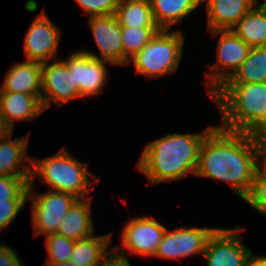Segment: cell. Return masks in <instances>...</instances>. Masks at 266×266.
Here are the masks:
<instances>
[{
    "label": "cell",
    "instance_id": "obj_1",
    "mask_svg": "<svg viewBox=\"0 0 266 266\" xmlns=\"http://www.w3.org/2000/svg\"><path fill=\"white\" fill-rule=\"evenodd\" d=\"M256 170L253 136L215 126L205 137L194 176L228 182L244 200L251 192Z\"/></svg>",
    "mask_w": 266,
    "mask_h": 266
},
{
    "label": "cell",
    "instance_id": "obj_2",
    "mask_svg": "<svg viewBox=\"0 0 266 266\" xmlns=\"http://www.w3.org/2000/svg\"><path fill=\"white\" fill-rule=\"evenodd\" d=\"M215 127L210 125L201 133L167 134L145 145L136 167L151 184L181 180L188 173L195 175L201 145Z\"/></svg>",
    "mask_w": 266,
    "mask_h": 266
},
{
    "label": "cell",
    "instance_id": "obj_3",
    "mask_svg": "<svg viewBox=\"0 0 266 266\" xmlns=\"http://www.w3.org/2000/svg\"><path fill=\"white\" fill-rule=\"evenodd\" d=\"M221 114V126L229 131L266 134V82L223 83L211 95Z\"/></svg>",
    "mask_w": 266,
    "mask_h": 266
},
{
    "label": "cell",
    "instance_id": "obj_4",
    "mask_svg": "<svg viewBox=\"0 0 266 266\" xmlns=\"http://www.w3.org/2000/svg\"><path fill=\"white\" fill-rule=\"evenodd\" d=\"M30 163L32 166L29 185H33L36 176L39 175L51 191L69 193L77 199L94 197L88 193L91 192V186L95 182L99 183L100 178L96 179L88 170V165L74 158L65 147L54 156L45 159L33 157Z\"/></svg>",
    "mask_w": 266,
    "mask_h": 266
},
{
    "label": "cell",
    "instance_id": "obj_5",
    "mask_svg": "<svg viewBox=\"0 0 266 266\" xmlns=\"http://www.w3.org/2000/svg\"><path fill=\"white\" fill-rule=\"evenodd\" d=\"M160 29L155 36L129 60L135 74L147 78L171 75L178 71L185 37L181 30Z\"/></svg>",
    "mask_w": 266,
    "mask_h": 266
},
{
    "label": "cell",
    "instance_id": "obj_6",
    "mask_svg": "<svg viewBox=\"0 0 266 266\" xmlns=\"http://www.w3.org/2000/svg\"><path fill=\"white\" fill-rule=\"evenodd\" d=\"M215 38L220 35L217 45V61L209 65L210 72H205V86L212 94L225 83L247 58L251 47L239 38L232 30H212ZM209 79V80H208Z\"/></svg>",
    "mask_w": 266,
    "mask_h": 266
},
{
    "label": "cell",
    "instance_id": "obj_7",
    "mask_svg": "<svg viewBox=\"0 0 266 266\" xmlns=\"http://www.w3.org/2000/svg\"><path fill=\"white\" fill-rule=\"evenodd\" d=\"M167 227L151 216L134 217L125 223L121 234V246H113V255L128 260L125 249L129 254L154 256Z\"/></svg>",
    "mask_w": 266,
    "mask_h": 266
},
{
    "label": "cell",
    "instance_id": "obj_8",
    "mask_svg": "<svg viewBox=\"0 0 266 266\" xmlns=\"http://www.w3.org/2000/svg\"><path fill=\"white\" fill-rule=\"evenodd\" d=\"M28 201L32 207L33 234L49 235L57 232L58 225L70 207L78 200L69 193L48 191L36 193L33 185L28 186ZM31 200H30V199Z\"/></svg>",
    "mask_w": 266,
    "mask_h": 266
},
{
    "label": "cell",
    "instance_id": "obj_9",
    "mask_svg": "<svg viewBox=\"0 0 266 266\" xmlns=\"http://www.w3.org/2000/svg\"><path fill=\"white\" fill-rule=\"evenodd\" d=\"M239 225L231 228H216L205 245L204 257L207 266H247L251 249L239 239V232L244 229Z\"/></svg>",
    "mask_w": 266,
    "mask_h": 266
},
{
    "label": "cell",
    "instance_id": "obj_10",
    "mask_svg": "<svg viewBox=\"0 0 266 266\" xmlns=\"http://www.w3.org/2000/svg\"><path fill=\"white\" fill-rule=\"evenodd\" d=\"M62 30L54 24L45 11L36 15L24 38L26 61L48 62L56 60Z\"/></svg>",
    "mask_w": 266,
    "mask_h": 266
},
{
    "label": "cell",
    "instance_id": "obj_11",
    "mask_svg": "<svg viewBox=\"0 0 266 266\" xmlns=\"http://www.w3.org/2000/svg\"><path fill=\"white\" fill-rule=\"evenodd\" d=\"M42 92L41 102L44 110L48 109L53 102L64 106L71 100L80 98L79 88L74 83L73 75L70 74L67 64L58 58L55 62L42 63Z\"/></svg>",
    "mask_w": 266,
    "mask_h": 266
},
{
    "label": "cell",
    "instance_id": "obj_12",
    "mask_svg": "<svg viewBox=\"0 0 266 266\" xmlns=\"http://www.w3.org/2000/svg\"><path fill=\"white\" fill-rule=\"evenodd\" d=\"M215 229L196 226L176 228L172 231L167 229L154 256L162 259L178 260L197 253L204 254L207 240Z\"/></svg>",
    "mask_w": 266,
    "mask_h": 266
},
{
    "label": "cell",
    "instance_id": "obj_13",
    "mask_svg": "<svg viewBox=\"0 0 266 266\" xmlns=\"http://www.w3.org/2000/svg\"><path fill=\"white\" fill-rule=\"evenodd\" d=\"M73 75L74 83L79 88L81 98L95 96L103 91L107 82V63L110 62L93 58L81 49L70 54L63 60Z\"/></svg>",
    "mask_w": 266,
    "mask_h": 266
},
{
    "label": "cell",
    "instance_id": "obj_14",
    "mask_svg": "<svg viewBox=\"0 0 266 266\" xmlns=\"http://www.w3.org/2000/svg\"><path fill=\"white\" fill-rule=\"evenodd\" d=\"M87 20L100 56L94 54V52L82 51L93 58L108 61L116 66H124L121 26L115 14L91 16Z\"/></svg>",
    "mask_w": 266,
    "mask_h": 266
},
{
    "label": "cell",
    "instance_id": "obj_15",
    "mask_svg": "<svg viewBox=\"0 0 266 266\" xmlns=\"http://www.w3.org/2000/svg\"><path fill=\"white\" fill-rule=\"evenodd\" d=\"M43 111L39 96L6 92L0 89V116L12 130L15 121H33Z\"/></svg>",
    "mask_w": 266,
    "mask_h": 266
},
{
    "label": "cell",
    "instance_id": "obj_16",
    "mask_svg": "<svg viewBox=\"0 0 266 266\" xmlns=\"http://www.w3.org/2000/svg\"><path fill=\"white\" fill-rule=\"evenodd\" d=\"M258 0H202L206 3L207 30H231Z\"/></svg>",
    "mask_w": 266,
    "mask_h": 266
},
{
    "label": "cell",
    "instance_id": "obj_17",
    "mask_svg": "<svg viewBox=\"0 0 266 266\" xmlns=\"http://www.w3.org/2000/svg\"><path fill=\"white\" fill-rule=\"evenodd\" d=\"M42 63L35 61L17 62L7 71L1 90L39 96L42 92Z\"/></svg>",
    "mask_w": 266,
    "mask_h": 266
},
{
    "label": "cell",
    "instance_id": "obj_18",
    "mask_svg": "<svg viewBox=\"0 0 266 266\" xmlns=\"http://www.w3.org/2000/svg\"><path fill=\"white\" fill-rule=\"evenodd\" d=\"M29 135L12 139L10 133L0 140V176H31V165L23 164L25 161L31 162L32 158L27 154Z\"/></svg>",
    "mask_w": 266,
    "mask_h": 266
},
{
    "label": "cell",
    "instance_id": "obj_19",
    "mask_svg": "<svg viewBox=\"0 0 266 266\" xmlns=\"http://www.w3.org/2000/svg\"><path fill=\"white\" fill-rule=\"evenodd\" d=\"M92 199H78L61 220L56 233L75 241L94 235L96 230L91 212Z\"/></svg>",
    "mask_w": 266,
    "mask_h": 266
},
{
    "label": "cell",
    "instance_id": "obj_20",
    "mask_svg": "<svg viewBox=\"0 0 266 266\" xmlns=\"http://www.w3.org/2000/svg\"><path fill=\"white\" fill-rule=\"evenodd\" d=\"M112 235L109 233L96 236L95 233L75 241L69 261L78 266H101L113 254V248H109Z\"/></svg>",
    "mask_w": 266,
    "mask_h": 266
},
{
    "label": "cell",
    "instance_id": "obj_21",
    "mask_svg": "<svg viewBox=\"0 0 266 266\" xmlns=\"http://www.w3.org/2000/svg\"><path fill=\"white\" fill-rule=\"evenodd\" d=\"M231 30L251 48L266 47V8L255 4Z\"/></svg>",
    "mask_w": 266,
    "mask_h": 266
},
{
    "label": "cell",
    "instance_id": "obj_22",
    "mask_svg": "<svg viewBox=\"0 0 266 266\" xmlns=\"http://www.w3.org/2000/svg\"><path fill=\"white\" fill-rule=\"evenodd\" d=\"M153 18L160 29L171 30L199 5L202 0H149Z\"/></svg>",
    "mask_w": 266,
    "mask_h": 266
},
{
    "label": "cell",
    "instance_id": "obj_23",
    "mask_svg": "<svg viewBox=\"0 0 266 266\" xmlns=\"http://www.w3.org/2000/svg\"><path fill=\"white\" fill-rule=\"evenodd\" d=\"M115 16L121 27H158L149 0H120Z\"/></svg>",
    "mask_w": 266,
    "mask_h": 266
},
{
    "label": "cell",
    "instance_id": "obj_24",
    "mask_svg": "<svg viewBox=\"0 0 266 266\" xmlns=\"http://www.w3.org/2000/svg\"><path fill=\"white\" fill-rule=\"evenodd\" d=\"M266 47L251 48L247 58L225 83H265Z\"/></svg>",
    "mask_w": 266,
    "mask_h": 266
},
{
    "label": "cell",
    "instance_id": "obj_25",
    "mask_svg": "<svg viewBox=\"0 0 266 266\" xmlns=\"http://www.w3.org/2000/svg\"><path fill=\"white\" fill-rule=\"evenodd\" d=\"M160 30L159 27H121L124 50V66L135 56Z\"/></svg>",
    "mask_w": 266,
    "mask_h": 266
},
{
    "label": "cell",
    "instance_id": "obj_26",
    "mask_svg": "<svg viewBox=\"0 0 266 266\" xmlns=\"http://www.w3.org/2000/svg\"><path fill=\"white\" fill-rule=\"evenodd\" d=\"M30 176H0V203L28 200Z\"/></svg>",
    "mask_w": 266,
    "mask_h": 266
},
{
    "label": "cell",
    "instance_id": "obj_27",
    "mask_svg": "<svg viewBox=\"0 0 266 266\" xmlns=\"http://www.w3.org/2000/svg\"><path fill=\"white\" fill-rule=\"evenodd\" d=\"M45 246L48 258L45 263H59L69 261L75 245V240L58 235L57 233L45 236Z\"/></svg>",
    "mask_w": 266,
    "mask_h": 266
},
{
    "label": "cell",
    "instance_id": "obj_28",
    "mask_svg": "<svg viewBox=\"0 0 266 266\" xmlns=\"http://www.w3.org/2000/svg\"><path fill=\"white\" fill-rule=\"evenodd\" d=\"M244 200L266 216V172L255 170L251 192Z\"/></svg>",
    "mask_w": 266,
    "mask_h": 266
},
{
    "label": "cell",
    "instance_id": "obj_29",
    "mask_svg": "<svg viewBox=\"0 0 266 266\" xmlns=\"http://www.w3.org/2000/svg\"><path fill=\"white\" fill-rule=\"evenodd\" d=\"M86 16H106L116 13L120 0H75Z\"/></svg>",
    "mask_w": 266,
    "mask_h": 266
},
{
    "label": "cell",
    "instance_id": "obj_30",
    "mask_svg": "<svg viewBox=\"0 0 266 266\" xmlns=\"http://www.w3.org/2000/svg\"><path fill=\"white\" fill-rule=\"evenodd\" d=\"M27 202V200H9L7 203H0V231L9 227Z\"/></svg>",
    "mask_w": 266,
    "mask_h": 266
},
{
    "label": "cell",
    "instance_id": "obj_31",
    "mask_svg": "<svg viewBox=\"0 0 266 266\" xmlns=\"http://www.w3.org/2000/svg\"><path fill=\"white\" fill-rule=\"evenodd\" d=\"M252 136L256 152V169L266 172V134Z\"/></svg>",
    "mask_w": 266,
    "mask_h": 266
},
{
    "label": "cell",
    "instance_id": "obj_32",
    "mask_svg": "<svg viewBox=\"0 0 266 266\" xmlns=\"http://www.w3.org/2000/svg\"><path fill=\"white\" fill-rule=\"evenodd\" d=\"M18 253L8 244H0V266H24Z\"/></svg>",
    "mask_w": 266,
    "mask_h": 266
},
{
    "label": "cell",
    "instance_id": "obj_33",
    "mask_svg": "<svg viewBox=\"0 0 266 266\" xmlns=\"http://www.w3.org/2000/svg\"><path fill=\"white\" fill-rule=\"evenodd\" d=\"M101 266H131V263L112 254Z\"/></svg>",
    "mask_w": 266,
    "mask_h": 266
},
{
    "label": "cell",
    "instance_id": "obj_34",
    "mask_svg": "<svg viewBox=\"0 0 266 266\" xmlns=\"http://www.w3.org/2000/svg\"><path fill=\"white\" fill-rule=\"evenodd\" d=\"M247 266H266V256H256L254 253L249 257Z\"/></svg>",
    "mask_w": 266,
    "mask_h": 266
},
{
    "label": "cell",
    "instance_id": "obj_35",
    "mask_svg": "<svg viewBox=\"0 0 266 266\" xmlns=\"http://www.w3.org/2000/svg\"><path fill=\"white\" fill-rule=\"evenodd\" d=\"M12 129L6 124L4 119L0 116V140L5 139L10 133H12Z\"/></svg>",
    "mask_w": 266,
    "mask_h": 266
},
{
    "label": "cell",
    "instance_id": "obj_36",
    "mask_svg": "<svg viewBox=\"0 0 266 266\" xmlns=\"http://www.w3.org/2000/svg\"><path fill=\"white\" fill-rule=\"evenodd\" d=\"M44 266H78V265H75L70 261H64L59 263H44Z\"/></svg>",
    "mask_w": 266,
    "mask_h": 266
},
{
    "label": "cell",
    "instance_id": "obj_37",
    "mask_svg": "<svg viewBox=\"0 0 266 266\" xmlns=\"http://www.w3.org/2000/svg\"><path fill=\"white\" fill-rule=\"evenodd\" d=\"M262 5L266 8V1L262 3Z\"/></svg>",
    "mask_w": 266,
    "mask_h": 266
}]
</instances>
